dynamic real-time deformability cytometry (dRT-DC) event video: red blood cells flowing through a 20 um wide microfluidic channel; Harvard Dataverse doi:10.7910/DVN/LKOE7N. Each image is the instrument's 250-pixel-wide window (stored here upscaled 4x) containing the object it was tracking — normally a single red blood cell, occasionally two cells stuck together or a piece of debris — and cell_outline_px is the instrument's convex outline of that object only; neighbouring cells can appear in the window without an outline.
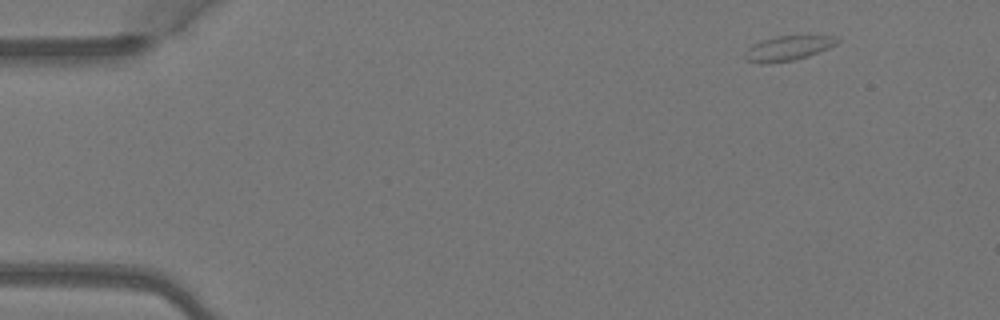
{"species": "Egyptian fruit bat (a non-hibernating species)", "species_latin": "Rousettus aegyptiacus", "temperature_condition": "warm", "stored_images_in_passage": 4, "camera_frame_rate_fps": 3000, "um_per_image_px": 0.085, "animal": {"sex": "female"}, "frame": {"image": 1, "passage_image": 1, "time_ms": 0.0, "image_size_px": [1000, 320], "cell_outline_px": [[840, 40], [836, 44], [820, 52], [808, 56], [792, 60], [768, 64], [760, 64], [744, 60], [744, 52], [752, 44], [760, 40], [776, 36], [836, 36]], "centroid_in_image_um": [66.92, 4.11], "position_along_channel_um": 18.1, "area_um2": 13.47}}